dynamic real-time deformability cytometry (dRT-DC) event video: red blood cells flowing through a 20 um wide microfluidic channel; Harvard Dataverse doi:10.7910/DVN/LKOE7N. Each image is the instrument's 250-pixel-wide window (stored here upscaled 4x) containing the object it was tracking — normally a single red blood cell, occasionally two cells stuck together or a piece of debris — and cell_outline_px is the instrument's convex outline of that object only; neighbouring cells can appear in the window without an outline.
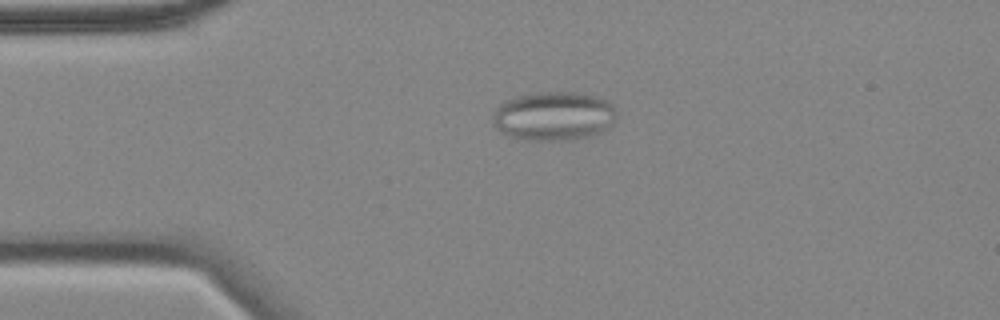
{"species": "common noctule bat (a hibernating species)", "species_latin": "Nyctalus noctula", "temperature_condition": "cold", "stored_images_in_passage": 56, "camera_frame_rate_fps": 3000, "um_per_image_px": 0.085, "animal": {"sex": "female", "body_mass_g": 18.4}, "frame": {"image": 1, "passage_image": 12, "time_ms": 3.667, "image_size_px": [1000, 320], "cell_outline_px": [[616, 120], [604, 132], [572, 140], [528, 140], [512, 136], [496, 128], [492, 124], [492, 120], [496, 108], [500, 104], [516, 96], [536, 92], [576, 92], [596, 96], [608, 100], [612, 104], [616, 112]], "centroid_in_image_um": [47.11, 9.86], "position_along_channel_um": 37.9, "area_um2": 35.49}}
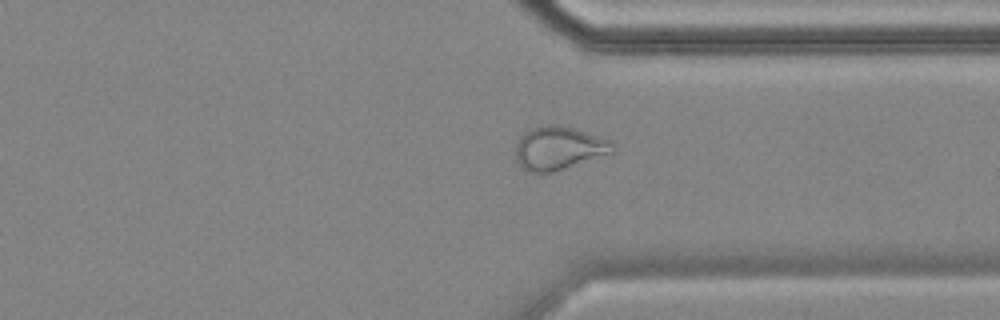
{"frame": {"image": 2, "passage_image": 42, "time_ms": 13.667, "image_size_px": [1000, 320], "cell_outline_px": [[616, 148], [612, 152], [552, 172], [528, 172], [520, 168], [516, 160], [516, 144], [520, 136], [524, 132], [532, 128], [548, 124], [556, 124], [576, 128], [608, 140], [616, 144]], "centroid_in_image_um": [47.45, 12.58], "position_along_channel_um": 363.9, "area_um2": 24.39}}
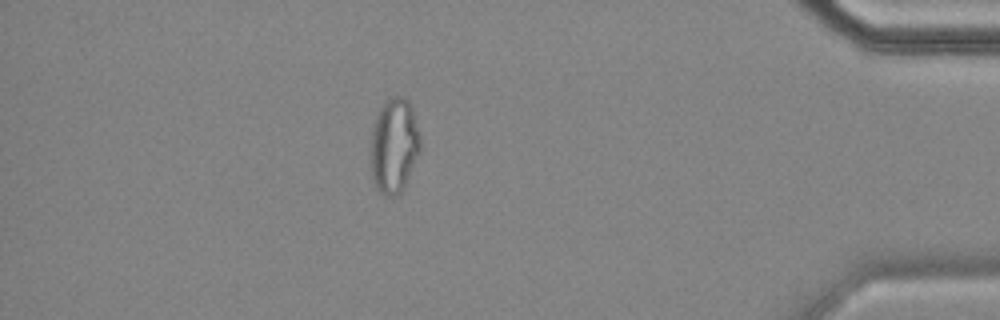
{"frame": {"image": 3, "passage_image": 49, "time_ms": 16.0, "image_size_px": [1000, 320], "cell_outline_px": [[420, 152], [404, 188], [396, 196], [384, 196], [376, 188], [372, 176], [368, 152], [368, 148], [372, 128], [376, 116], [384, 100], [392, 96], [404, 96], [408, 100], [412, 108], [420, 136]], "centroid_in_image_um": [33.46, 12.38], "position_along_channel_um": 401.7, "area_um2": 28.21}, "authors_computed_cell_mechanics": {"area_um2": 27.0215, "velocity_mm_per_s": 3.5199, "shape_relaxation_time_tau1_ms": null, "shape_relaxation_time_tau2_ms": 2.0877, "deformation_change_tau1": null, "deformation_change_tau2": 0.076}}